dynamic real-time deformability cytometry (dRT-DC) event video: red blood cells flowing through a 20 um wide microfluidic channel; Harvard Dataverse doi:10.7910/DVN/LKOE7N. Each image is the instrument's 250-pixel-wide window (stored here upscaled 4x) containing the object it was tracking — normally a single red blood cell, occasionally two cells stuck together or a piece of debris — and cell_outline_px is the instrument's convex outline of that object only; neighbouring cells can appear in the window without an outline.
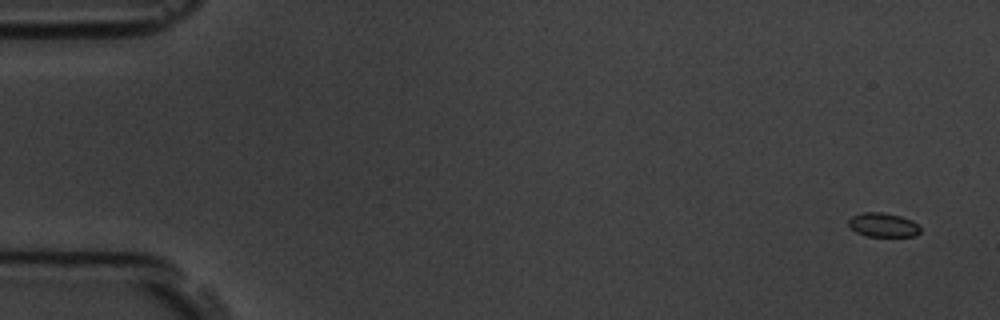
{"species": "common noctule bat (a hibernating species)", "species_latin": "Nyctalus noctula", "temperature_condition": "room temperature", "stored_images_in_passage": 5, "camera_frame_rate_fps": 3000, "um_per_image_px": 0.085, "animal": {"sex": "male", "body_mass_g": 19.5, "forearm_length_mm": 54.6}, "frame": {"image": 1, "passage_image": 1, "time_ms": 0.0, "image_size_px": [1000, 320], "cell_outline_px": [[920, 232], [916, 236], [868, 236], [856, 232], [848, 224], [848, 220], [852, 216], [864, 212], [880, 212], [900, 216], [912, 220], [920, 224]], "centroid_in_image_um": [75.1, 19.12], "position_along_channel_um": 9.9, "area_um2": 10.06}}
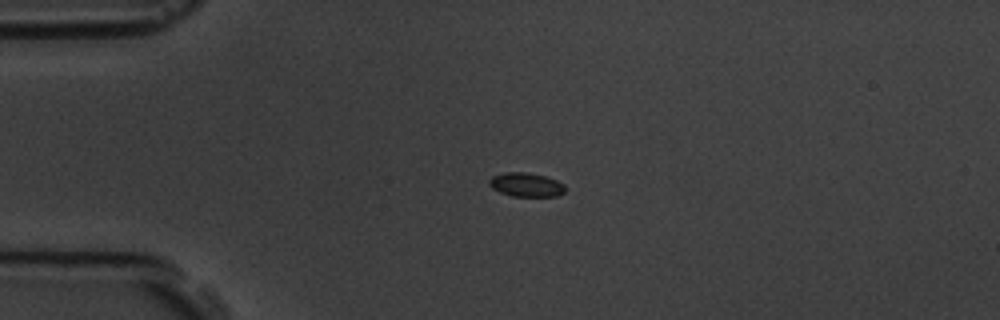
{"frame": {"image": 2, "passage_image": 4, "time_ms": 3.667, "image_size_px": [1000, 320], "cell_outline_px": [[564, 192], [556, 196], [512, 196], [500, 192], [492, 188], [488, 184], [488, 180], [492, 176], [504, 172], [528, 172], [544, 176], [556, 180], [564, 184]], "centroid_in_image_um": [44.68, 15.69], "position_along_channel_um": 40.3, "area_um2": 10.58}}